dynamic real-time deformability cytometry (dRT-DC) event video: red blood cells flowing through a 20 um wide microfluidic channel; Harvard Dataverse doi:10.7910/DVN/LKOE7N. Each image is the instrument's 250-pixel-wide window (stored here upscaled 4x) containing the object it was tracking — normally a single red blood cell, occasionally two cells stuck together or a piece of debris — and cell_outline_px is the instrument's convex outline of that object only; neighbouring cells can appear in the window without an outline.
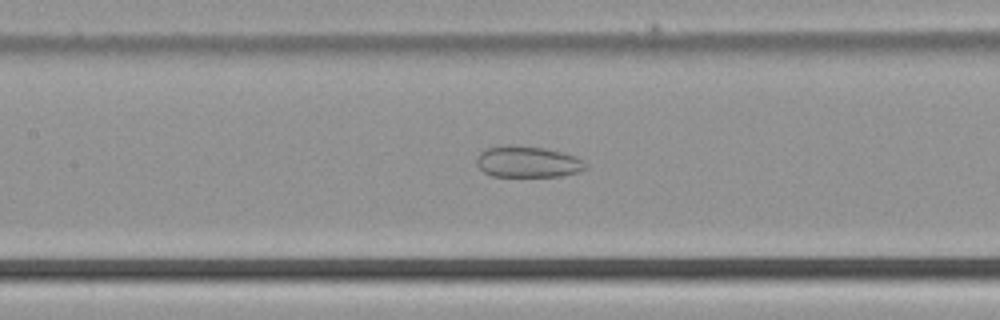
{"species": "common noctule bat (a hibernating species)", "species_latin": "Nyctalus noctula", "temperature_condition": "cold", "stored_images_in_passage": 44, "camera_frame_rate_fps": 3000, "um_per_image_px": 0.085, "animal": {"sex": "male", "body_mass_g": 21.5, "forearm_length_mm": 52.0}, "frame": {"image": 1, "passage_image": 17, "time_ms": 5.333, "image_size_px": [1000, 320], "cell_outline_px": [[588, 168], [580, 172], [560, 176], [492, 176], [484, 172], [476, 164], [476, 160], [480, 152], [484, 148], [508, 144], [544, 148], [576, 156], [584, 160], [588, 164]], "centroid_in_image_um": [44.87, 13.75], "position_along_channel_um": 162.5, "area_um2": 20.11}}
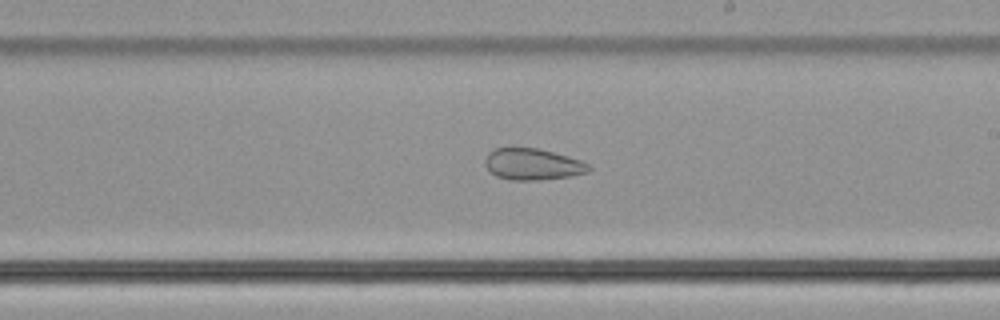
{"frame": {"image": 2, "passage_image": 23, "time_ms": 7.333, "image_size_px": [1000, 320], "cell_outline_px": [[592, 168], [588, 172], [568, 176], [540, 180], [508, 180], [496, 176], [484, 164], [484, 160], [488, 152], [492, 148], [512, 144], [540, 148], [568, 156], [580, 160], [588, 164]], "centroid_in_image_um": [45.2, 13.9], "position_along_channel_um": 243.8, "area_um2": 19.77}}
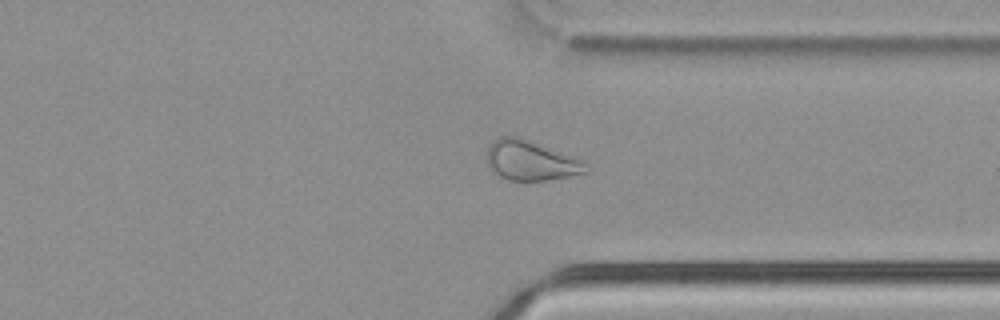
{"frame": {"image": 3, "passage_image": 32, "time_ms": 10.333, "image_size_px": [1000, 320], "cell_outline_px": [[588, 172], [568, 176], [544, 180], [508, 180], [496, 176], [488, 168], [488, 144], [500, 136], [516, 136], [576, 156], [584, 164]], "centroid_in_image_um": [45.06, 13.64], "position_along_channel_um": 366.3, "area_um2": 22.95}}